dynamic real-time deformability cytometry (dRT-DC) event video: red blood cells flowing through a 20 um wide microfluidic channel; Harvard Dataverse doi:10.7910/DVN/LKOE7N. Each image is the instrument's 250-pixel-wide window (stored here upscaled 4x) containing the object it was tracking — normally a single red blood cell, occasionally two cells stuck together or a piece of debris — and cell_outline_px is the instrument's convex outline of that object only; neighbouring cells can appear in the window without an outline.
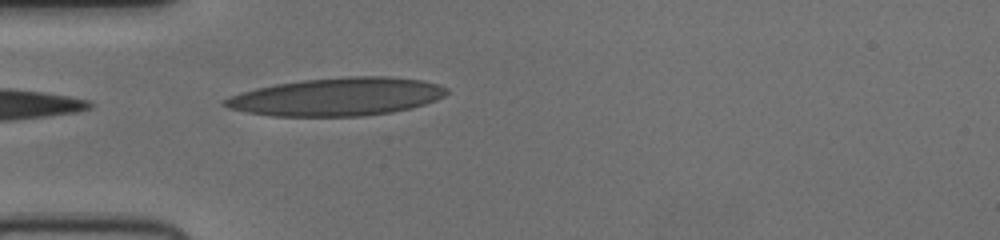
{"species": "human", "species_latin": "Homo sapiens", "temperature_condition": "cold", "stored_images_in_passage": 9, "camera_frame_rate_fps": 3000, "um_per_image_px": 0.085, "donor": {"sex": "female"}, "frame": {"image": 1, "passage_image": 1, "time_ms": 0.0, "image_size_px": [1000, 240], "cell_outline_px": [[448, 92], [444, 96], [436, 100], [412, 108], [392, 112], [364, 116], [272, 116], [244, 112], [228, 108], [220, 104], [228, 96], [240, 92], [256, 88], [276, 84], [304, 80], [348, 76], [388, 76], [420, 80], [436, 84], [448, 88]], "centroid_in_image_um": [28.62, 8.23], "position_along_channel_um": 56.4, "area_um2": 49.3}}
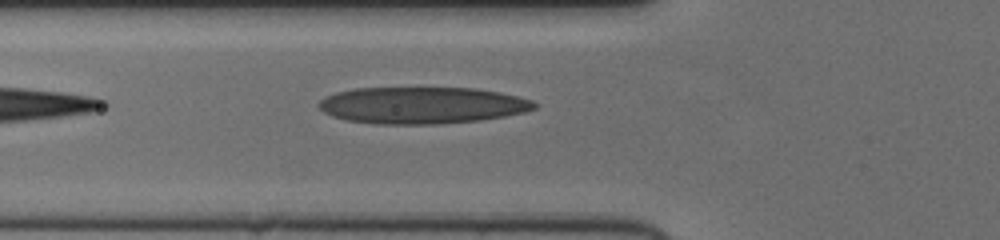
{"frame": {"image": 2, "passage_image": 4, "time_ms": 1.0, "image_size_px": [1000, 240], "cell_outline_px": [[536, 108], [524, 112], [504, 116], [480, 120], [436, 124], [376, 124], [348, 120], [332, 116], [324, 112], [316, 104], [320, 100], [336, 92], [352, 88], [476, 88], [516, 96], [532, 100], [536, 104]], "centroid_in_image_um": [35.84, 8.95], "position_along_channel_um": 90.0, "area_um2": 46.01}}
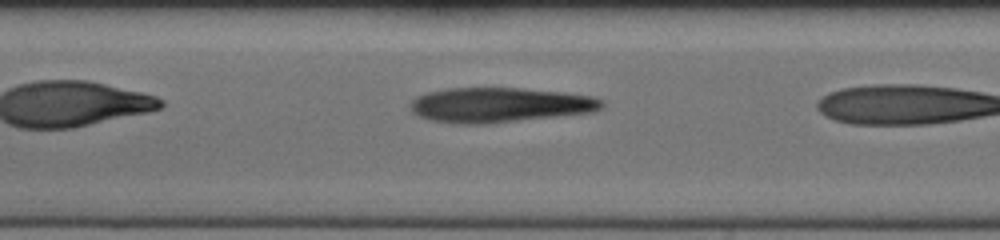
{"frame": {"image": 3, "passage_image": 7, "time_ms": 2.0, "image_size_px": [1000, 240], "cell_outline_px": [[604, 104], [600, 108], [592, 112], [484, 124], [456, 124], [432, 120], [420, 116], [412, 112], [408, 104], [416, 96], [428, 92], [448, 88], [520, 88], [564, 92], [592, 96], [604, 100]], "centroid_in_image_um": [42.44, 8.91], "position_along_channel_um": 165.0, "area_um2": 38.84}}